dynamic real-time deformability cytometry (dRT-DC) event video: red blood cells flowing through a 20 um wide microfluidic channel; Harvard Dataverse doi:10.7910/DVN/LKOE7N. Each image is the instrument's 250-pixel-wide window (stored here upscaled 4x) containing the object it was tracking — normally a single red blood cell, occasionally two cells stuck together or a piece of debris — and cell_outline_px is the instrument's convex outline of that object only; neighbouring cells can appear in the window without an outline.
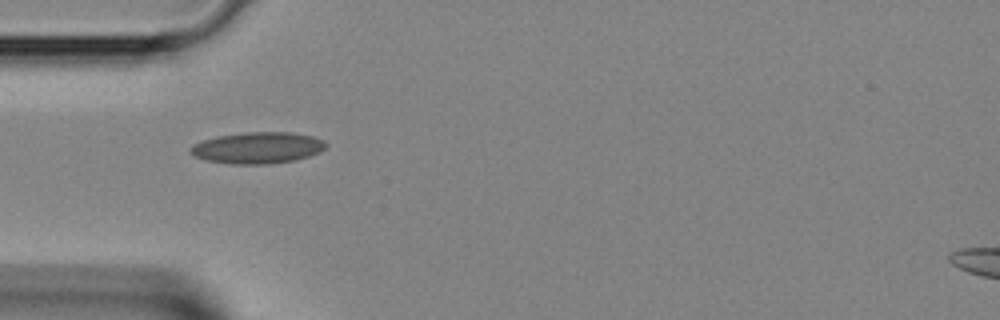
{"species": "Egyptian fruit bat (a non-hibernating species)", "species_latin": "Rousettus aegyptiacus", "temperature_condition": "room temperature", "stored_images_in_passage": 1, "camera_frame_rate_fps": 3000, "um_per_image_px": 0.085, "animal": {"sex": "female"}, "frame": {"image": 1, "passage_image": 1, "time_ms": 0.0, "image_size_px": [1000, 320], "cell_outline_px": [[328, 144], [320, 152], [296, 160], [268, 164], [232, 164], [204, 160], [192, 156], [188, 152], [188, 148], [192, 144], [216, 136], [244, 132], [292, 132], [312, 136], [324, 140]], "centroid_in_image_um": [21.85, 12.56], "position_along_channel_um": 63.1, "area_um2": 25.14}}